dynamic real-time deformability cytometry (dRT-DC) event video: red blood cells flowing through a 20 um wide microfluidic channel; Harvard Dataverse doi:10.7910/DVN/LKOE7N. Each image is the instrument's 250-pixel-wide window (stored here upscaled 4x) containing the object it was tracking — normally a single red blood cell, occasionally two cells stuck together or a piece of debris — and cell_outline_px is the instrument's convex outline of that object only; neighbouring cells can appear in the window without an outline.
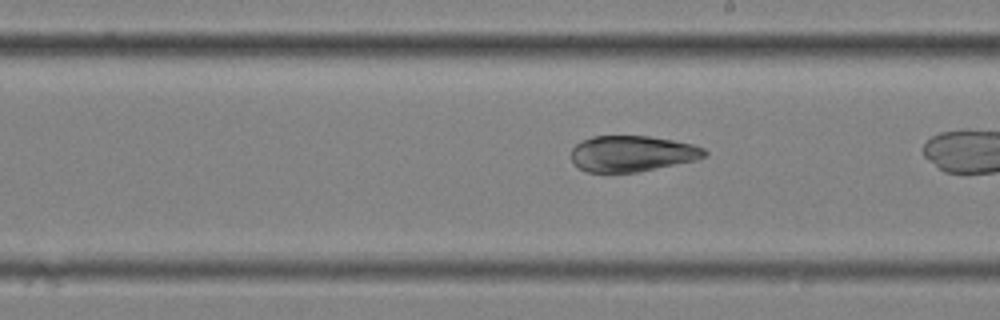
{"species": "common noctule bat (a hibernating species)", "species_latin": "Nyctalus noctula", "temperature_condition": "cold", "stored_images_in_passage": 36, "camera_frame_rate_fps": 3000, "um_per_image_px": 0.085, "animal": {"sex": "female", "body_mass_g": 25.1}, "frame": {"image": 1, "passage_image": 26, "time_ms": 8.333, "image_size_px": [1000, 320], "cell_outline_px": [[708, 152], [704, 156], [696, 160], [636, 172], [588, 172], [580, 168], [572, 160], [572, 148], [580, 140], [592, 136], [648, 136], [672, 140], [692, 144], [704, 148]], "centroid_in_image_um": [53.71, 13.05], "position_along_channel_um": 235.3, "area_um2": 27.74}}